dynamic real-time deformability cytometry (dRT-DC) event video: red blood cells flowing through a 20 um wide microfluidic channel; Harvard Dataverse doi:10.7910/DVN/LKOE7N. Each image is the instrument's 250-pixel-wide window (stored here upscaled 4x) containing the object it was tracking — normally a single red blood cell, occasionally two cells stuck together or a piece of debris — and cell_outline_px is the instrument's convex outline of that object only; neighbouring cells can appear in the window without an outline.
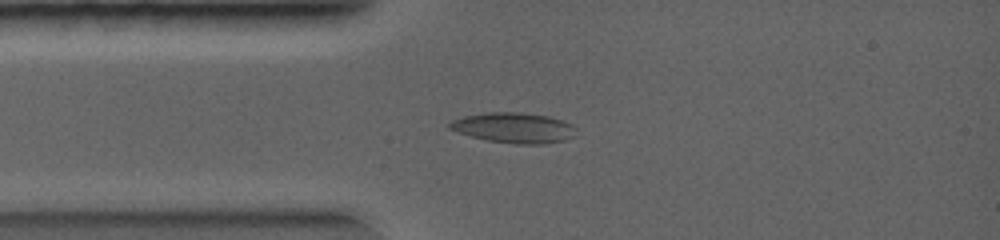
{"species": "common noctule bat (a hibernating species)", "species_latin": "Nyctalus noctula", "temperature_condition": "warm", "stored_images_in_passage": 13, "camera_frame_rate_fps": 5000, "um_per_image_px": 0.085, "animal": {"sex": "female", "body_mass_g": 19.0, "forearm_length_mm": 56.7}, "frame": {"image": 1, "passage_image": 5, "time_ms": 0.6, "image_size_px": [1000, 240], "cell_outline_px": [[576, 136], [564, 140], [544, 144], [516, 144], [488, 140], [472, 136], [448, 128], [448, 124], [452, 120], [464, 116], [488, 112], [520, 112], [548, 116], [572, 124], [576, 128]], "centroid_in_image_um": [43.72, 10.86], "position_along_channel_um": 41.3, "area_um2": 22.25}}